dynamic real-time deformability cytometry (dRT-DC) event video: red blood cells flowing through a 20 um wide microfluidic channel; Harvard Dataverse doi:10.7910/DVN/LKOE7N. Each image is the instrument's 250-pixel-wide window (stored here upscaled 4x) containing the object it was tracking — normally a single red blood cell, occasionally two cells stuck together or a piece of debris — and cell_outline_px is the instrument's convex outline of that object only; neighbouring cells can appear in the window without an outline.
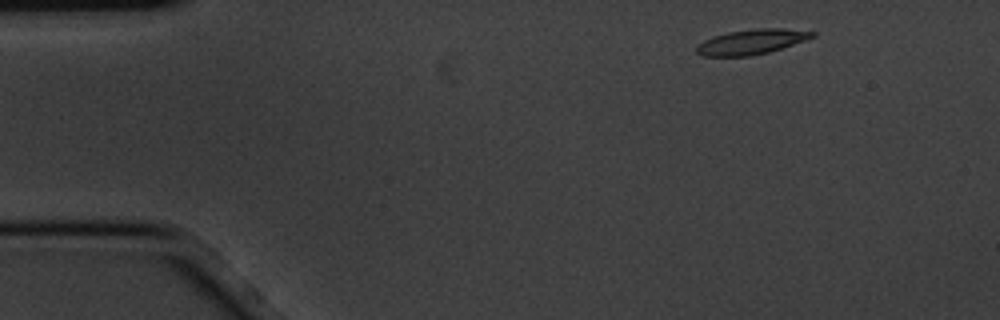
{"species": "common noctule bat (a hibernating species)", "species_latin": "Nyctalus noctula", "temperature_condition": "cold", "stored_images_in_passage": 4, "camera_frame_rate_fps": 3000, "um_per_image_px": 0.085, "animal": {"sex": "male", "body_mass_g": 20.1, "forearm_length_mm": 53.5}, "frame": {"image": 1, "passage_image": 1, "time_ms": 0.0, "image_size_px": [1000, 320], "cell_outline_px": [[816, 36], [768, 52], [752, 56], [700, 56], [696, 52], [696, 44], [712, 36], [728, 32], [756, 28], [784, 28], [816, 32]], "centroid_in_image_um": [63.82, 3.55], "position_along_channel_um": 21.2, "area_um2": 16.88}}